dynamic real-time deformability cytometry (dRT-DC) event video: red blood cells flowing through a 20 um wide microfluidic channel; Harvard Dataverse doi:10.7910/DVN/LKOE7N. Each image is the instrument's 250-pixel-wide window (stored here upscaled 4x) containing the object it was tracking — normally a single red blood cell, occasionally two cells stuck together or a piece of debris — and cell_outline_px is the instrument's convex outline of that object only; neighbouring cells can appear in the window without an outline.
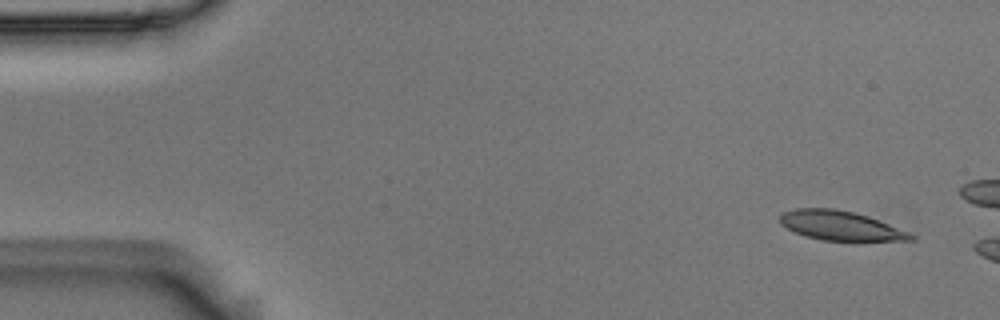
{"species": "Egyptian fruit bat (a non-hibernating species)", "species_latin": "Rousettus aegyptiacus", "temperature_condition": "room temperature", "stored_images_in_passage": 3, "camera_frame_rate_fps": 3000, "um_per_image_px": 0.085, "animal": {"sex": "male"}, "frame": {"image": 1, "passage_image": 1, "time_ms": 0.0, "image_size_px": [1000, 320], "cell_outline_px": [[916, 240], [856, 244], [820, 240], [804, 236], [780, 224], [780, 212], [796, 208], [832, 208], [856, 212], [868, 216], [908, 232], [916, 236]], "centroid_in_image_um": [71.51, 19.24], "position_along_channel_um": 13.5, "area_um2": 23.64}}